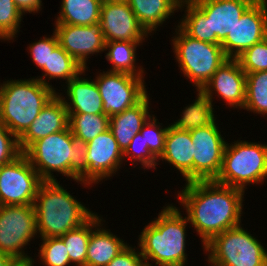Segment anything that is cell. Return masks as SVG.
<instances>
[{
    "instance_id": "obj_7",
    "label": "cell",
    "mask_w": 267,
    "mask_h": 266,
    "mask_svg": "<svg viewBox=\"0 0 267 266\" xmlns=\"http://www.w3.org/2000/svg\"><path fill=\"white\" fill-rule=\"evenodd\" d=\"M241 225L213 237L203 247L211 266H267V249Z\"/></svg>"
},
{
    "instance_id": "obj_2",
    "label": "cell",
    "mask_w": 267,
    "mask_h": 266,
    "mask_svg": "<svg viewBox=\"0 0 267 266\" xmlns=\"http://www.w3.org/2000/svg\"><path fill=\"white\" fill-rule=\"evenodd\" d=\"M188 223L178 207L168 204L145 226L139 235L138 246L147 266H153V262L158 266H185ZM149 260L152 263L149 264Z\"/></svg>"
},
{
    "instance_id": "obj_34",
    "label": "cell",
    "mask_w": 267,
    "mask_h": 266,
    "mask_svg": "<svg viewBox=\"0 0 267 266\" xmlns=\"http://www.w3.org/2000/svg\"><path fill=\"white\" fill-rule=\"evenodd\" d=\"M23 14L14 0H0V39L13 40L19 32Z\"/></svg>"
},
{
    "instance_id": "obj_3",
    "label": "cell",
    "mask_w": 267,
    "mask_h": 266,
    "mask_svg": "<svg viewBox=\"0 0 267 266\" xmlns=\"http://www.w3.org/2000/svg\"><path fill=\"white\" fill-rule=\"evenodd\" d=\"M58 181H43L34 207L36 229L41 238L60 237L86 223L95 213L66 191Z\"/></svg>"
},
{
    "instance_id": "obj_23",
    "label": "cell",
    "mask_w": 267,
    "mask_h": 266,
    "mask_svg": "<svg viewBox=\"0 0 267 266\" xmlns=\"http://www.w3.org/2000/svg\"><path fill=\"white\" fill-rule=\"evenodd\" d=\"M101 226L100 222L91 232L85 266H106L128 246L110 230Z\"/></svg>"
},
{
    "instance_id": "obj_18",
    "label": "cell",
    "mask_w": 267,
    "mask_h": 266,
    "mask_svg": "<svg viewBox=\"0 0 267 266\" xmlns=\"http://www.w3.org/2000/svg\"><path fill=\"white\" fill-rule=\"evenodd\" d=\"M201 90L212 101L213 94L217 93L230 108L243 109L246 98V73L237 59L228 58Z\"/></svg>"
},
{
    "instance_id": "obj_22",
    "label": "cell",
    "mask_w": 267,
    "mask_h": 266,
    "mask_svg": "<svg viewBox=\"0 0 267 266\" xmlns=\"http://www.w3.org/2000/svg\"><path fill=\"white\" fill-rule=\"evenodd\" d=\"M149 104V96L146 94L134 106L110 117L109 130L122 152L126 150L131 140L151 116Z\"/></svg>"
},
{
    "instance_id": "obj_40",
    "label": "cell",
    "mask_w": 267,
    "mask_h": 266,
    "mask_svg": "<svg viewBox=\"0 0 267 266\" xmlns=\"http://www.w3.org/2000/svg\"><path fill=\"white\" fill-rule=\"evenodd\" d=\"M72 151L71 158V178L78 182V179L87 171L86 155L87 143L72 134Z\"/></svg>"
},
{
    "instance_id": "obj_25",
    "label": "cell",
    "mask_w": 267,
    "mask_h": 266,
    "mask_svg": "<svg viewBox=\"0 0 267 266\" xmlns=\"http://www.w3.org/2000/svg\"><path fill=\"white\" fill-rule=\"evenodd\" d=\"M103 0H62L55 24L86 26L100 22Z\"/></svg>"
},
{
    "instance_id": "obj_1",
    "label": "cell",
    "mask_w": 267,
    "mask_h": 266,
    "mask_svg": "<svg viewBox=\"0 0 267 266\" xmlns=\"http://www.w3.org/2000/svg\"><path fill=\"white\" fill-rule=\"evenodd\" d=\"M178 200L203 246L213 237L241 224L244 191L215 181L185 184Z\"/></svg>"
},
{
    "instance_id": "obj_29",
    "label": "cell",
    "mask_w": 267,
    "mask_h": 266,
    "mask_svg": "<svg viewBox=\"0 0 267 266\" xmlns=\"http://www.w3.org/2000/svg\"><path fill=\"white\" fill-rule=\"evenodd\" d=\"M100 222H103V218L95 213L82 226L60 236L68 251L70 262L76 264L75 266H85L91 232Z\"/></svg>"
},
{
    "instance_id": "obj_24",
    "label": "cell",
    "mask_w": 267,
    "mask_h": 266,
    "mask_svg": "<svg viewBox=\"0 0 267 266\" xmlns=\"http://www.w3.org/2000/svg\"><path fill=\"white\" fill-rule=\"evenodd\" d=\"M140 25L151 35L179 9L181 0H127Z\"/></svg>"
},
{
    "instance_id": "obj_36",
    "label": "cell",
    "mask_w": 267,
    "mask_h": 266,
    "mask_svg": "<svg viewBox=\"0 0 267 266\" xmlns=\"http://www.w3.org/2000/svg\"><path fill=\"white\" fill-rule=\"evenodd\" d=\"M157 120L152 114L142 126L140 133L144 137L145 145H148L149 150L159 158L164 151L168 127L163 128Z\"/></svg>"
},
{
    "instance_id": "obj_27",
    "label": "cell",
    "mask_w": 267,
    "mask_h": 266,
    "mask_svg": "<svg viewBox=\"0 0 267 266\" xmlns=\"http://www.w3.org/2000/svg\"><path fill=\"white\" fill-rule=\"evenodd\" d=\"M83 70L84 68L58 44L53 52L49 53L48 67L42 69L44 71L43 77L39 76L36 79L55 90L56 88L52 87L47 80L64 79L67 83ZM45 77L48 79L46 80Z\"/></svg>"
},
{
    "instance_id": "obj_9",
    "label": "cell",
    "mask_w": 267,
    "mask_h": 266,
    "mask_svg": "<svg viewBox=\"0 0 267 266\" xmlns=\"http://www.w3.org/2000/svg\"><path fill=\"white\" fill-rule=\"evenodd\" d=\"M23 154L43 181H56L54 171L71 178L72 132L68 127L43 137L33 142Z\"/></svg>"
},
{
    "instance_id": "obj_20",
    "label": "cell",
    "mask_w": 267,
    "mask_h": 266,
    "mask_svg": "<svg viewBox=\"0 0 267 266\" xmlns=\"http://www.w3.org/2000/svg\"><path fill=\"white\" fill-rule=\"evenodd\" d=\"M85 71L87 70L84 69L66 83L67 100L60 93L57 94L63 99L68 113L103 114V101L99 89L94 79L81 76L83 73L85 76Z\"/></svg>"
},
{
    "instance_id": "obj_43",
    "label": "cell",
    "mask_w": 267,
    "mask_h": 266,
    "mask_svg": "<svg viewBox=\"0 0 267 266\" xmlns=\"http://www.w3.org/2000/svg\"><path fill=\"white\" fill-rule=\"evenodd\" d=\"M0 266H19L9 255L0 252Z\"/></svg>"
},
{
    "instance_id": "obj_10",
    "label": "cell",
    "mask_w": 267,
    "mask_h": 266,
    "mask_svg": "<svg viewBox=\"0 0 267 266\" xmlns=\"http://www.w3.org/2000/svg\"><path fill=\"white\" fill-rule=\"evenodd\" d=\"M95 82L103 101V114L109 117L134 106L147 94L144 77L103 71Z\"/></svg>"
},
{
    "instance_id": "obj_17",
    "label": "cell",
    "mask_w": 267,
    "mask_h": 266,
    "mask_svg": "<svg viewBox=\"0 0 267 266\" xmlns=\"http://www.w3.org/2000/svg\"><path fill=\"white\" fill-rule=\"evenodd\" d=\"M208 18L210 43L221 44L256 0H191Z\"/></svg>"
},
{
    "instance_id": "obj_28",
    "label": "cell",
    "mask_w": 267,
    "mask_h": 266,
    "mask_svg": "<svg viewBox=\"0 0 267 266\" xmlns=\"http://www.w3.org/2000/svg\"><path fill=\"white\" fill-rule=\"evenodd\" d=\"M197 92L195 102L185 107L181 118L171 126L176 129L191 131L216 121L212 105L213 101L202 90H197Z\"/></svg>"
},
{
    "instance_id": "obj_30",
    "label": "cell",
    "mask_w": 267,
    "mask_h": 266,
    "mask_svg": "<svg viewBox=\"0 0 267 266\" xmlns=\"http://www.w3.org/2000/svg\"><path fill=\"white\" fill-rule=\"evenodd\" d=\"M68 114L72 134L86 143L109 129L110 117L106 114Z\"/></svg>"
},
{
    "instance_id": "obj_35",
    "label": "cell",
    "mask_w": 267,
    "mask_h": 266,
    "mask_svg": "<svg viewBox=\"0 0 267 266\" xmlns=\"http://www.w3.org/2000/svg\"><path fill=\"white\" fill-rule=\"evenodd\" d=\"M236 59L246 74L267 71V37L245 50Z\"/></svg>"
},
{
    "instance_id": "obj_11",
    "label": "cell",
    "mask_w": 267,
    "mask_h": 266,
    "mask_svg": "<svg viewBox=\"0 0 267 266\" xmlns=\"http://www.w3.org/2000/svg\"><path fill=\"white\" fill-rule=\"evenodd\" d=\"M43 180L22 153L11 163L0 166L1 205H34Z\"/></svg>"
},
{
    "instance_id": "obj_41",
    "label": "cell",
    "mask_w": 267,
    "mask_h": 266,
    "mask_svg": "<svg viewBox=\"0 0 267 266\" xmlns=\"http://www.w3.org/2000/svg\"><path fill=\"white\" fill-rule=\"evenodd\" d=\"M106 266H147L140 251L128 246L116 255Z\"/></svg>"
},
{
    "instance_id": "obj_37",
    "label": "cell",
    "mask_w": 267,
    "mask_h": 266,
    "mask_svg": "<svg viewBox=\"0 0 267 266\" xmlns=\"http://www.w3.org/2000/svg\"><path fill=\"white\" fill-rule=\"evenodd\" d=\"M126 157H128V159L130 158L129 160L132 161L130 164L138 165L137 162H139L144 169H156L158 164V158L149 150L148 145H145L144 137H142L140 132L134 136L123 152V159Z\"/></svg>"
},
{
    "instance_id": "obj_12",
    "label": "cell",
    "mask_w": 267,
    "mask_h": 266,
    "mask_svg": "<svg viewBox=\"0 0 267 266\" xmlns=\"http://www.w3.org/2000/svg\"><path fill=\"white\" fill-rule=\"evenodd\" d=\"M216 121L190 131L194 144L193 182L215 181L221 171L227 142Z\"/></svg>"
},
{
    "instance_id": "obj_16",
    "label": "cell",
    "mask_w": 267,
    "mask_h": 266,
    "mask_svg": "<svg viewBox=\"0 0 267 266\" xmlns=\"http://www.w3.org/2000/svg\"><path fill=\"white\" fill-rule=\"evenodd\" d=\"M54 26L59 45L84 69L89 68L86 66L89 56L104 52L105 40L100 22L86 26L68 24Z\"/></svg>"
},
{
    "instance_id": "obj_32",
    "label": "cell",
    "mask_w": 267,
    "mask_h": 266,
    "mask_svg": "<svg viewBox=\"0 0 267 266\" xmlns=\"http://www.w3.org/2000/svg\"><path fill=\"white\" fill-rule=\"evenodd\" d=\"M244 109L267 115V71L246 74V98Z\"/></svg>"
},
{
    "instance_id": "obj_26",
    "label": "cell",
    "mask_w": 267,
    "mask_h": 266,
    "mask_svg": "<svg viewBox=\"0 0 267 266\" xmlns=\"http://www.w3.org/2000/svg\"><path fill=\"white\" fill-rule=\"evenodd\" d=\"M142 42L131 41H105L104 51H108L106 56L107 61L111 64L109 71L121 72L137 77H144L143 68L136 66V48ZM137 68V69H136Z\"/></svg>"
},
{
    "instance_id": "obj_38",
    "label": "cell",
    "mask_w": 267,
    "mask_h": 266,
    "mask_svg": "<svg viewBox=\"0 0 267 266\" xmlns=\"http://www.w3.org/2000/svg\"><path fill=\"white\" fill-rule=\"evenodd\" d=\"M21 154L19 139L0 121V166L11 163Z\"/></svg>"
},
{
    "instance_id": "obj_15",
    "label": "cell",
    "mask_w": 267,
    "mask_h": 266,
    "mask_svg": "<svg viewBox=\"0 0 267 266\" xmlns=\"http://www.w3.org/2000/svg\"><path fill=\"white\" fill-rule=\"evenodd\" d=\"M100 24L105 41L143 42L149 37L127 0H103Z\"/></svg>"
},
{
    "instance_id": "obj_5",
    "label": "cell",
    "mask_w": 267,
    "mask_h": 266,
    "mask_svg": "<svg viewBox=\"0 0 267 266\" xmlns=\"http://www.w3.org/2000/svg\"><path fill=\"white\" fill-rule=\"evenodd\" d=\"M267 178V144L248 141L227 142L216 183L241 189Z\"/></svg>"
},
{
    "instance_id": "obj_4",
    "label": "cell",
    "mask_w": 267,
    "mask_h": 266,
    "mask_svg": "<svg viewBox=\"0 0 267 266\" xmlns=\"http://www.w3.org/2000/svg\"><path fill=\"white\" fill-rule=\"evenodd\" d=\"M35 77L0 84V121L19 139L57 94Z\"/></svg>"
},
{
    "instance_id": "obj_19",
    "label": "cell",
    "mask_w": 267,
    "mask_h": 266,
    "mask_svg": "<svg viewBox=\"0 0 267 266\" xmlns=\"http://www.w3.org/2000/svg\"><path fill=\"white\" fill-rule=\"evenodd\" d=\"M69 127V114L63 99L56 94L40 111L27 131L19 138L23 153L33 142Z\"/></svg>"
},
{
    "instance_id": "obj_21",
    "label": "cell",
    "mask_w": 267,
    "mask_h": 266,
    "mask_svg": "<svg viewBox=\"0 0 267 266\" xmlns=\"http://www.w3.org/2000/svg\"><path fill=\"white\" fill-rule=\"evenodd\" d=\"M194 148L190 131L176 129L169 125L164 151L158 158V162L160 159L165 160L180 171L186 183L193 182Z\"/></svg>"
},
{
    "instance_id": "obj_39",
    "label": "cell",
    "mask_w": 267,
    "mask_h": 266,
    "mask_svg": "<svg viewBox=\"0 0 267 266\" xmlns=\"http://www.w3.org/2000/svg\"><path fill=\"white\" fill-rule=\"evenodd\" d=\"M51 37H44L29 45L30 56L33 62L41 70L44 67H48L49 53L53 52V49L59 44L57 35L53 31Z\"/></svg>"
},
{
    "instance_id": "obj_14",
    "label": "cell",
    "mask_w": 267,
    "mask_h": 266,
    "mask_svg": "<svg viewBox=\"0 0 267 266\" xmlns=\"http://www.w3.org/2000/svg\"><path fill=\"white\" fill-rule=\"evenodd\" d=\"M267 37V0H256L221 43L227 58L236 59Z\"/></svg>"
},
{
    "instance_id": "obj_13",
    "label": "cell",
    "mask_w": 267,
    "mask_h": 266,
    "mask_svg": "<svg viewBox=\"0 0 267 266\" xmlns=\"http://www.w3.org/2000/svg\"><path fill=\"white\" fill-rule=\"evenodd\" d=\"M123 152L108 129L87 143V171L78 179L85 187L116 174L123 163ZM122 162V163H121ZM96 182V183H95ZM87 185V186H86Z\"/></svg>"
},
{
    "instance_id": "obj_33",
    "label": "cell",
    "mask_w": 267,
    "mask_h": 266,
    "mask_svg": "<svg viewBox=\"0 0 267 266\" xmlns=\"http://www.w3.org/2000/svg\"><path fill=\"white\" fill-rule=\"evenodd\" d=\"M39 258L45 266H67L71 264L68 251L60 237L41 238Z\"/></svg>"
},
{
    "instance_id": "obj_6",
    "label": "cell",
    "mask_w": 267,
    "mask_h": 266,
    "mask_svg": "<svg viewBox=\"0 0 267 266\" xmlns=\"http://www.w3.org/2000/svg\"><path fill=\"white\" fill-rule=\"evenodd\" d=\"M172 38L173 52L184 77L201 90L217 69L228 59L221 44L194 39L178 25Z\"/></svg>"
},
{
    "instance_id": "obj_42",
    "label": "cell",
    "mask_w": 267,
    "mask_h": 266,
    "mask_svg": "<svg viewBox=\"0 0 267 266\" xmlns=\"http://www.w3.org/2000/svg\"><path fill=\"white\" fill-rule=\"evenodd\" d=\"M18 10L25 15V13H38L41 11V0H14Z\"/></svg>"
},
{
    "instance_id": "obj_31",
    "label": "cell",
    "mask_w": 267,
    "mask_h": 266,
    "mask_svg": "<svg viewBox=\"0 0 267 266\" xmlns=\"http://www.w3.org/2000/svg\"><path fill=\"white\" fill-rule=\"evenodd\" d=\"M186 7L178 26L190 37L210 43L209 20L205 14L191 1L181 0L179 10Z\"/></svg>"
},
{
    "instance_id": "obj_8",
    "label": "cell",
    "mask_w": 267,
    "mask_h": 266,
    "mask_svg": "<svg viewBox=\"0 0 267 266\" xmlns=\"http://www.w3.org/2000/svg\"><path fill=\"white\" fill-rule=\"evenodd\" d=\"M37 235L34 205H2L0 207V252L19 265L34 266V259L23 248Z\"/></svg>"
}]
</instances>
